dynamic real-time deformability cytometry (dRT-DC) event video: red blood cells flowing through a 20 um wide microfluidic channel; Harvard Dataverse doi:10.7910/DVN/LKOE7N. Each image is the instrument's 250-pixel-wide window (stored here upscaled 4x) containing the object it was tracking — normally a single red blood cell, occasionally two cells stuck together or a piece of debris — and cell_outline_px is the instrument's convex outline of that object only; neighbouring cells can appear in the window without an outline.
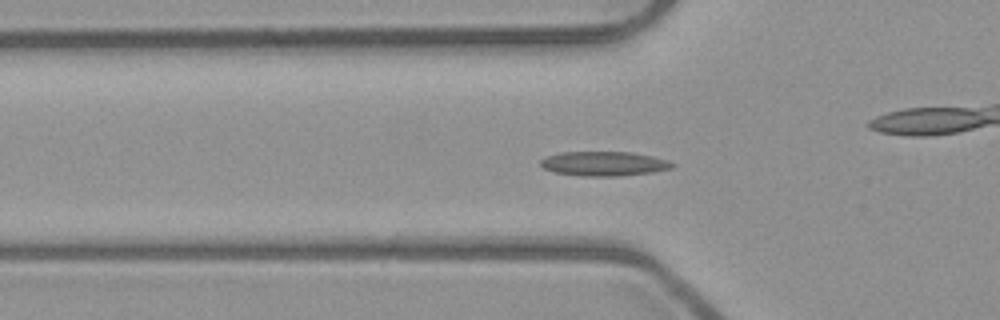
{"species": "common noctule bat (a hibernating species)", "species_latin": "Nyctalus noctula", "temperature_condition": "room temperature", "stored_images_in_passage": 52, "camera_frame_rate_fps": 3000, "um_per_image_px": 0.085, "animal": {"sex": "male", "body_mass_g": 23.1, "forearm_length_mm": 52.7}, "frame": {"image": 1, "passage_image": 17, "time_ms": 5.333, "image_size_px": [1000, 320], "cell_outline_px": [[676, 164], [672, 168], [652, 172], [620, 176], [580, 176], [556, 172], [544, 168], [540, 164], [540, 160], [548, 156], [560, 152], [628, 152], [652, 156], [668, 160]], "centroid_in_image_um": [51.35, 13.91], "position_along_channel_um": 74.4, "area_um2": 18.67}}
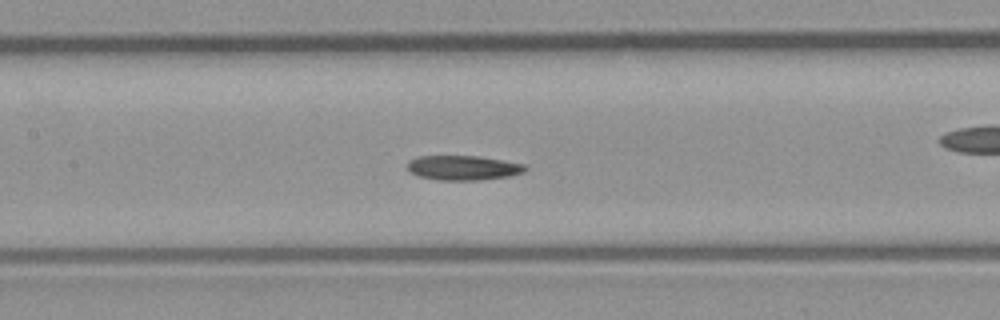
{"frame": {"image": 2, "passage_image": 24, "time_ms": 7.667, "image_size_px": [1000, 320], "cell_outline_px": [[528, 168], [524, 172], [508, 176], [480, 180], [436, 180], [416, 176], [408, 172], [404, 168], [408, 160], [416, 156], [480, 156], [524, 164]], "centroid_in_image_um": [39.27, 14.26], "position_along_channel_um": 168.1, "area_um2": 17.28}}
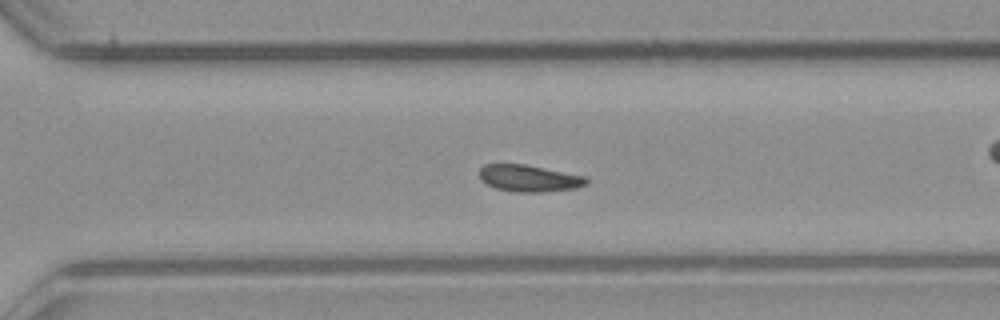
{"frame": {"image": 3, "passage_image": 36, "time_ms": 11.667, "image_size_px": [1000, 320], "cell_outline_px": [[588, 184], [576, 188], [544, 192], [516, 192], [496, 188], [480, 180], [480, 168], [484, 164], [524, 164], [588, 176]], "centroid_in_image_um": [45.01, 15.15], "position_along_channel_um": 325.6, "area_um2": 16.82}}